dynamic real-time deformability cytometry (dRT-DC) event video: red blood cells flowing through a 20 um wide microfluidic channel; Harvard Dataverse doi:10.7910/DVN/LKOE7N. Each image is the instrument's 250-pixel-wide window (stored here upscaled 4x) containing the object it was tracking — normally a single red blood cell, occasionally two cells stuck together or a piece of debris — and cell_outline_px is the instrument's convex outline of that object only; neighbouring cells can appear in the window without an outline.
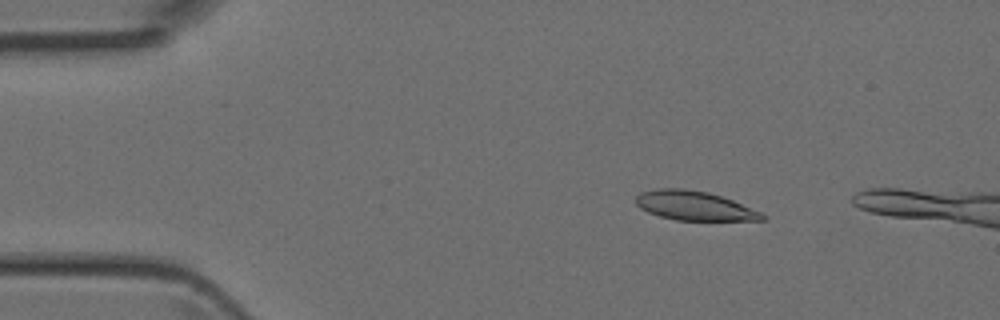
{"species": "Egyptian fruit bat (a non-hibernating species)", "species_latin": "Rousettus aegyptiacus", "temperature_condition": "room temperature", "stored_images_in_passage": 14, "camera_frame_rate_fps": 3000, "um_per_image_px": 0.085, "animal": {"sex": "female"}, "frame": {"image": 1, "passage_image": 7, "time_ms": 2.0, "image_size_px": [1000, 320], "cell_outline_px": [[768, 216], [764, 220], [676, 220], [660, 216], [648, 212], [640, 208], [636, 204], [636, 196], [640, 192], [656, 188], [684, 188], [708, 192], [732, 200], [760, 212]], "centroid_in_image_um": [58.99, 17.48], "position_along_channel_um": 26.0, "area_um2": 21.44}}